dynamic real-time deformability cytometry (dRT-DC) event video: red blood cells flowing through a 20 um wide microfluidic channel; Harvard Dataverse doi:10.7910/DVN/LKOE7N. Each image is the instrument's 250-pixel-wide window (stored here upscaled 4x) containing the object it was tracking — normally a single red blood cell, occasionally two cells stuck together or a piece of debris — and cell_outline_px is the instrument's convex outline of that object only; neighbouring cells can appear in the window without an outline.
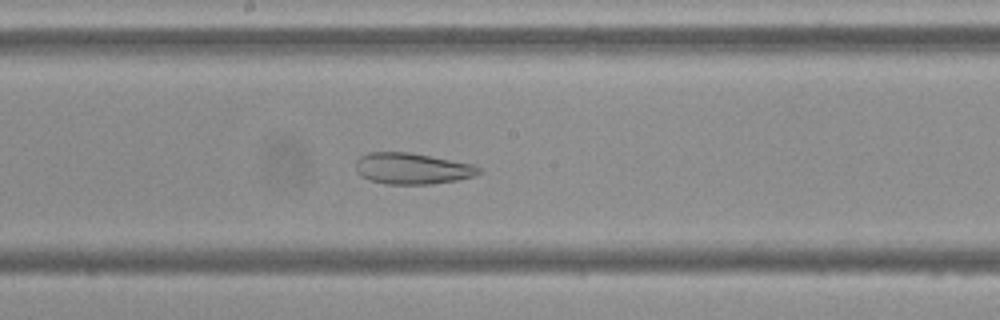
{"species": "Egyptian fruit bat (a non-hibernating species)", "species_latin": "Rousettus aegyptiacus", "temperature_condition": "cold", "stored_images_in_passage": 49, "camera_frame_rate_fps": 3000, "um_per_image_px": 0.085, "frame": {"image": 1, "passage_image": 23, "time_ms": 7.333, "image_size_px": [1000, 320], "cell_outline_px": [[480, 172], [476, 176], [456, 180], [432, 184], [384, 184], [368, 180], [360, 176], [356, 172], [356, 160], [360, 156], [368, 152], [408, 152], [476, 164], [480, 168]], "centroid_in_image_um": [35.02, 14.33], "position_along_channel_um": 213.2, "area_um2": 22.66}}
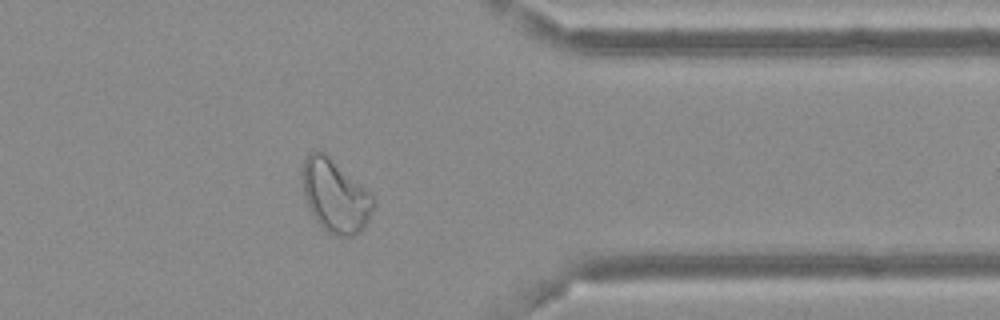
{"frame": {"image": 2, "passage_image": 38, "time_ms": 12.333, "image_size_px": [1000, 320], "cell_outline_px": [[372, 212], [364, 228], [360, 232], [352, 236], [336, 236], [328, 232], [316, 220], [308, 208], [304, 196], [304, 160], [308, 152], [316, 148], [324, 152], [364, 188], [372, 196]], "centroid_in_image_um": [28.47, 16.66], "position_along_channel_um": 382.9, "area_um2": 29.42}}
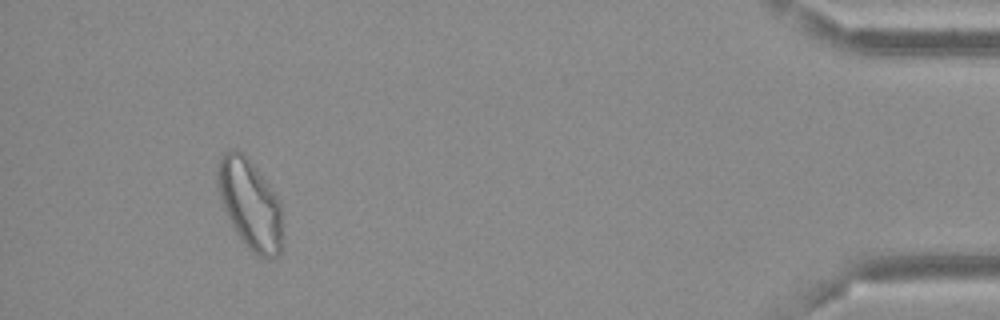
{"frame": {"image": 3, "passage_image": 45, "time_ms": 14.667, "image_size_px": [1000, 320], "cell_outline_px": [[280, 256], [268, 260], [256, 256], [248, 248], [236, 232], [220, 200], [216, 188], [216, 164], [220, 156], [224, 152], [232, 148], [240, 148], [248, 156], [280, 200]], "centroid_in_image_um": [21.2, 17.28], "position_along_channel_um": 414.0, "area_um2": 34.45}}